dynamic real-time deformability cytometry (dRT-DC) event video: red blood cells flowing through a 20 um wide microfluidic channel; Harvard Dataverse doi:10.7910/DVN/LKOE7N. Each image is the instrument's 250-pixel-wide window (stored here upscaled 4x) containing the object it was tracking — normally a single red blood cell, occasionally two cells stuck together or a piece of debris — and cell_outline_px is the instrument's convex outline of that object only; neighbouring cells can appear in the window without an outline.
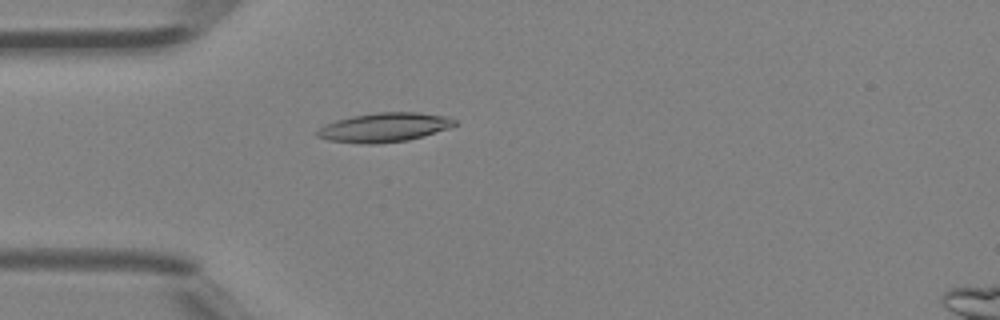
{"species": "Egyptian fruit bat (a non-hibernating species)", "species_latin": "Rousettus aegyptiacus", "temperature_condition": "room temperature", "stored_images_in_passage": 3, "camera_frame_rate_fps": 3000, "um_per_image_px": 0.085, "animal": {"sex": "female"}, "frame": {"image": 1, "passage_image": 3, "time_ms": 0.667, "image_size_px": [1000, 320], "cell_outline_px": [[456, 124], [448, 128], [424, 136], [408, 140], [376, 144], [368, 144], [328, 140], [316, 136], [316, 132], [324, 124], [336, 120], [352, 116], [376, 112], [420, 112], [448, 116], [456, 120]], "centroid_in_image_um": [32.67, 10.82], "position_along_channel_um": 52.3, "area_um2": 23.41}}